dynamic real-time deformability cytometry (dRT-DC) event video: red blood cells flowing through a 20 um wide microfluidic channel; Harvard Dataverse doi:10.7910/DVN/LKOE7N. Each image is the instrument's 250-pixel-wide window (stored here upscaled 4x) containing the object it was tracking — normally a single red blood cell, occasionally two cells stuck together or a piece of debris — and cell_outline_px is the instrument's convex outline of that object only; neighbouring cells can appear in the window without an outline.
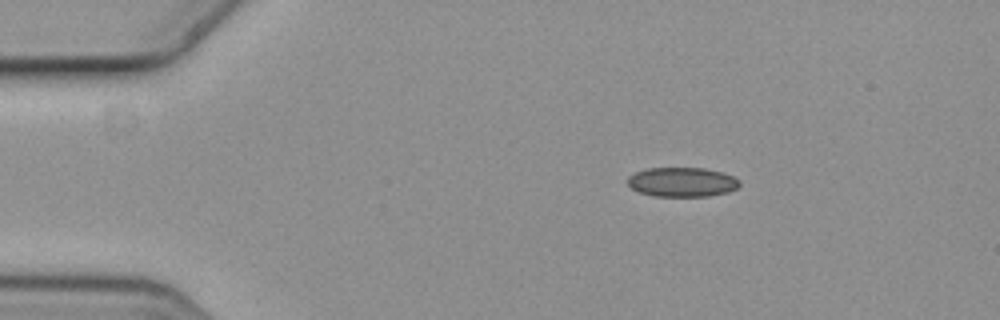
{"species": "common noctule bat (a hibernating species)", "species_latin": "Nyctalus noctula", "temperature_condition": "cold", "stored_images_in_passage": 3, "camera_frame_rate_fps": 3000, "um_per_image_px": 0.085, "animal": {"sex": "female", "body_mass_g": 19.3, "forearm_length_mm": 54.1}, "frame": {"image": 1, "passage_image": 1, "time_ms": 0.0, "image_size_px": [1000, 320], "cell_outline_px": [[740, 184], [736, 188], [728, 192], [708, 196], [656, 196], [640, 192], [632, 188], [628, 184], [628, 176], [636, 172], [648, 168], [704, 168], [724, 172], [732, 176]], "centroid_in_image_um": [57.97, 15.47], "position_along_channel_um": 27.0, "area_um2": 19.02}}